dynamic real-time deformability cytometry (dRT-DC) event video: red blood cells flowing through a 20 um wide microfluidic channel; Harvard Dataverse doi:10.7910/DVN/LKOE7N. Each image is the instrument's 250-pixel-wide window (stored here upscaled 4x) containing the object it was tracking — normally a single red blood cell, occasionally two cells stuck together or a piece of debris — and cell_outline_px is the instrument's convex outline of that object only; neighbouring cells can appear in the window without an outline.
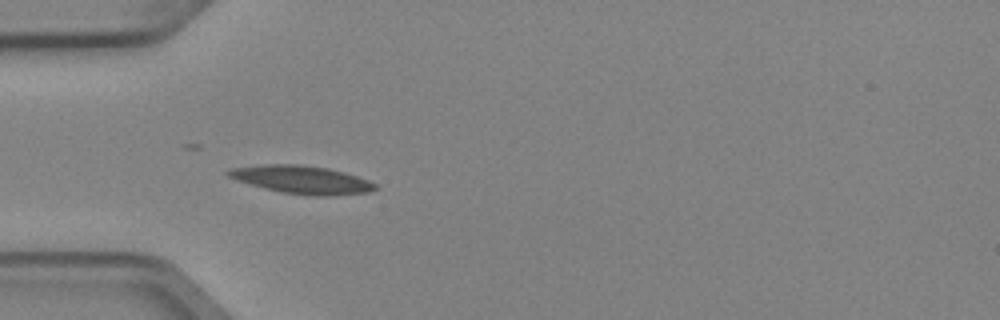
{"species": "Egyptian fruit bat (a non-hibernating species)", "species_latin": "Rousettus aegyptiacus", "temperature_condition": "cold", "stored_images_in_passage": 4, "camera_frame_rate_fps": 3000, "um_per_image_px": 0.085, "animal": {"sex": "female"}, "frame": {"image": 1, "passage_image": 4, "time_ms": 1.0, "image_size_px": [1000, 320], "cell_outline_px": [[376, 188], [368, 192], [328, 196], [308, 196], [280, 192], [264, 188], [236, 180], [228, 176], [224, 172], [228, 168], [264, 164], [296, 164], [328, 168], [344, 172], [368, 180], [376, 184]], "centroid_in_image_um": [25.6, 15.27], "position_along_channel_um": 59.4, "area_um2": 24.04}}